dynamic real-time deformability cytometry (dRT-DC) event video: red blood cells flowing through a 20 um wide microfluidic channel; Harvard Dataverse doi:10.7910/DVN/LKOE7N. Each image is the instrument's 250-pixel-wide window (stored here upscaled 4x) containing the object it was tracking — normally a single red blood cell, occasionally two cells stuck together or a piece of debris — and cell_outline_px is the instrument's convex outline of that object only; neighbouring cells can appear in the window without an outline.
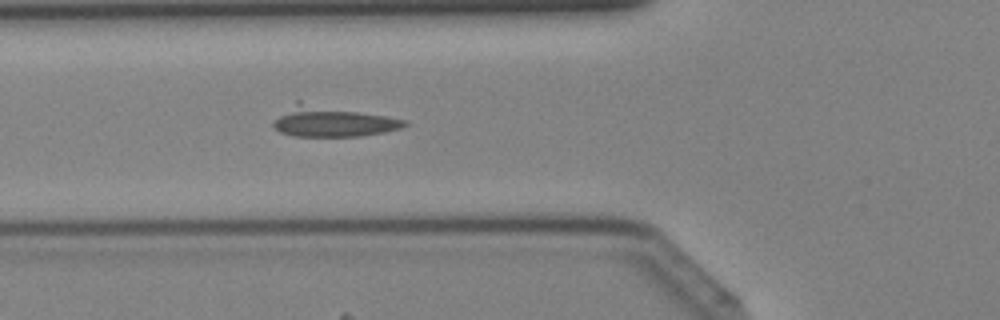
{"species": "Egyptian fruit bat (a non-hibernating species)", "species_latin": "Rousettus aegyptiacus", "temperature_condition": "cold", "stored_images_in_passage": 4, "camera_frame_rate_fps": 3000, "um_per_image_px": 0.085, "animal": {"sex": "female"}, "frame": {"image": 1, "passage_image": 3, "time_ms": 0.667, "image_size_px": [1000, 320], "cell_outline_px": [[412, 124], [404, 128], [384, 132], [360, 136], [292, 136], [280, 132], [272, 124], [296, 100], [300, 100], [408, 120]], "centroid_in_image_um": [28.33, 10.31], "position_along_channel_um": 97.5, "area_um2": 23.47}}